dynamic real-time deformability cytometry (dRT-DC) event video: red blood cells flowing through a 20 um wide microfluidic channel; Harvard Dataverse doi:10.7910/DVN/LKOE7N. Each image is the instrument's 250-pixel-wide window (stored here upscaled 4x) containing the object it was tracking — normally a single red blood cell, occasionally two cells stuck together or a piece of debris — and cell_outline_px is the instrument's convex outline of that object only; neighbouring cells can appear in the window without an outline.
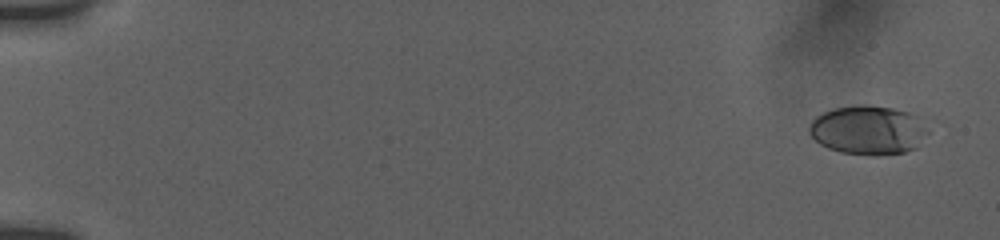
{"species": "human", "species_latin": "Homo sapiens", "temperature_condition": "room temperature", "stored_images_in_passage": 43, "camera_frame_rate_fps": 3000, "um_per_image_px": 0.085, "donor": {"sex": "female"}, "frame": {"image": 1, "passage_image": 1, "time_ms": 0.0, "image_size_px": [1000, 240], "cell_outline_px": [[932, 132], [916, 148], [904, 152], [876, 156], [840, 152], [828, 148], [820, 144], [808, 132], [808, 128], [812, 120], [816, 116], [824, 112], [836, 108], [860, 104], [864, 104], [892, 108], [908, 112], [920, 116]], "centroid_in_image_um": [73.86, 11.06], "position_along_channel_um": 11.1, "area_um2": 34.51}}
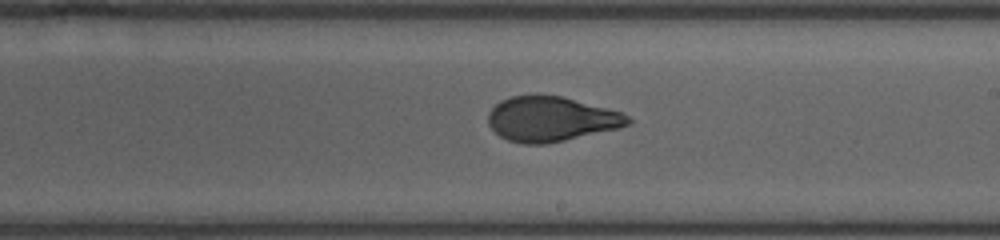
{"frame": {"image": 2, "passage_image": 24, "time_ms": 10.667, "image_size_px": [1000, 240], "cell_outline_px": [[632, 120], [628, 124], [616, 128], [548, 144], [520, 144], [508, 140], [500, 136], [488, 124], [488, 112], [500, 100], [512, 96], [560, 96], [608, 108], [620, 112], [628, 116]], "centroid_in_image_um": [46.8, 10.13], "position_along_channel_um": 242.2, "area_um2": 36.07}}
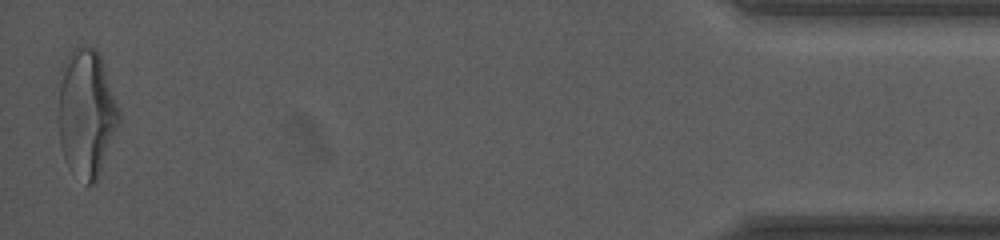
{"frame": {"image": 3, "passage_image": 43, "time_ms": 17.667, "image_size_px": [1000, 240], "cell_outline_px": [[120, 124], [100, 172], [96, 180], [92, 184], [88, 184], [68, 168], [64, 160], [60, 144], [56, 120], [56, 116], [60, 72], [72, 48], [96, 48], [100, 52], [120, 108]], "centroid_in_image_um": [7.33, 9.61], "position_along_channel_um": 427.9, "area_um2": 46.18}, "authors_computed_cell_mechanics": {"area_um2": 36.6452, "velocity_mm_per_s": 3.7831, "shape_relaxation_time_tau1_ms": 4.0887, "shape_relaxation_time_tau2_ms": 0.8602, "deformation_change_tau1": 0.1751, "deformation_change_tau2": 0.0665}}